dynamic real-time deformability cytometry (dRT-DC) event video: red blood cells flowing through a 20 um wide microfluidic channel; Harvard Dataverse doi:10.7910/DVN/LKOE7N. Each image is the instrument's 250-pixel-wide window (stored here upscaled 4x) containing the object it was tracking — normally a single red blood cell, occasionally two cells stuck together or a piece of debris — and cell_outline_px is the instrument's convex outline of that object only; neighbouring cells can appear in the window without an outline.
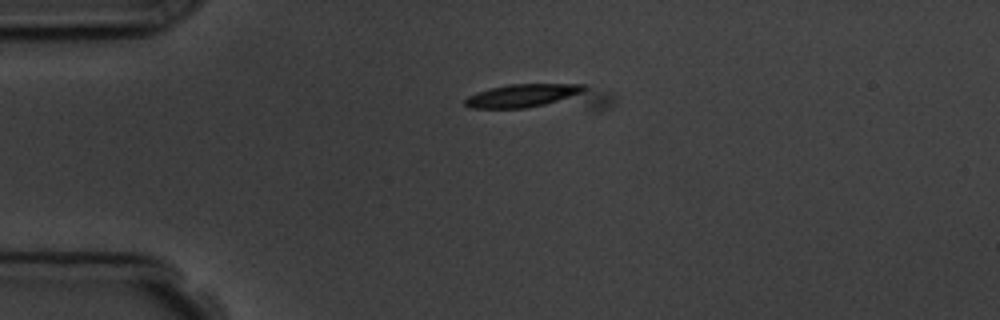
{"species": "common noctule bat (a hibernating species)", "species_latin": "Nyctalus noctula", "temperature_condition": "room temperature", "stored_images_in_passage": 3, "camera_frame_rate_fps": 3000, "um_per_image_px": 0.085, "animal": {"sex": "male", "body_mass_g": 19.5, "forearm_length_mm": 54.6}, "frame": {"image": 1, "passage_image": 1, "time_ms": 0.0, "image_size_px": [1000, 320], "cell_outline_px": [[616, 100], [612, 108], [600, 112], [468, 108], [464, 104], [464, 100], [468, 96], [476, 92], [508, 84], [584, 84], [612, 92]], "centroid_in_image_um": [46.17, 8.33], "position_along_channel_um": 38.8, "area_um2": 25.2}}